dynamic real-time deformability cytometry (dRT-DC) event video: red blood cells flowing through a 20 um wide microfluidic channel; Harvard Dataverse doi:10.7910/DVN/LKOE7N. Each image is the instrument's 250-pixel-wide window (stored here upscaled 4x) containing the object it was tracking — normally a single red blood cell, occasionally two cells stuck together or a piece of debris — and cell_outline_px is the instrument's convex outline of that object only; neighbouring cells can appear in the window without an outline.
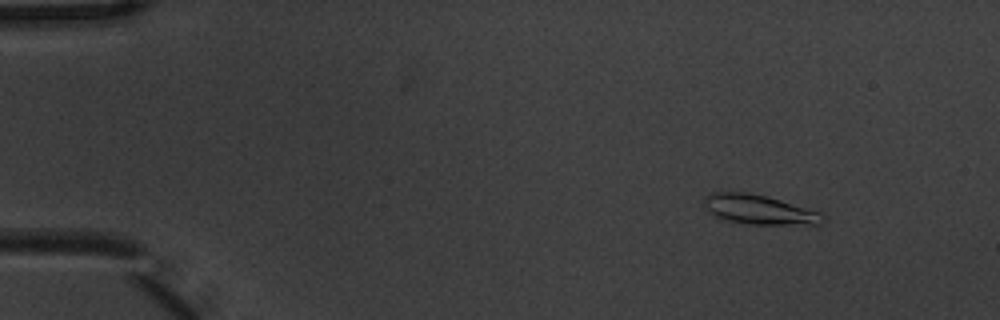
{"species": "common noctule bat (a hibernating species)", "species_latin": "Nyctalus noctula", "temperature_condition": "warm", "stored_images_in_passage": 5, "camera_frame_rate_fps": 3000, "um_per_image_px": 0.085, "animal": {"sex": "male", "body_mass_g": 20.1, "forearm_length_mm": 53.5}, "frame": {"image": 1, "passage_image": 2, "time_ms": 0.333, "image_size_px": [1000, 320], "cell_outline_px": [[828, 220], [820, 224], [748, 224], [720, 220], [704, 204], [704, 196], [712, 192], [748, 192], [768, 196], [820, 212]], "centroid_in_image_um": [64.53, 17.81], "position_along_channel_um": 20.5, "area_um2": 20.46}}